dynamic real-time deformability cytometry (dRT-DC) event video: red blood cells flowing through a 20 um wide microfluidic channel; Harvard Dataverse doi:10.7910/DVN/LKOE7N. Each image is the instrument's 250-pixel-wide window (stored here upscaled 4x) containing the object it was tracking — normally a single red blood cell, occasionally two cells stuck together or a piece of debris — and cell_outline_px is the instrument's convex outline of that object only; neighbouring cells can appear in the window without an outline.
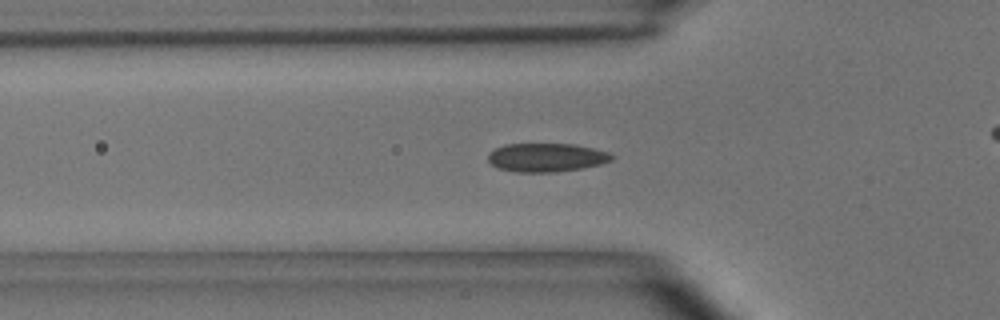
{"species": "common noctule bat (a hibernating species)", "species_latin": "Nyctalus noctula", "temperature_condition": "room temperature", "stored_images_in_passage": 42, "camera_frame_rate_fps": 3000, "um_per_image_px": 0.085, "animal": {"sex": "male", "body_mass_g": 15.6}, "frame": {"image": 1, "passage_image": 12, "time_ms": 3.667, "image_size_px": [1000, 320], "cell_outline_px": [[616, 156], [612, 160], [600, 164], [580, 168], [556, 172], [516, 172], [500, 168], [492, 164], [488, 160], [488, 152], [504, 144], [576, 144], [608, 152]], "centroid_in_image_um": [46.45, 13.38], "position_along_channel_um": 79.4, "area_um2": 20.58}}
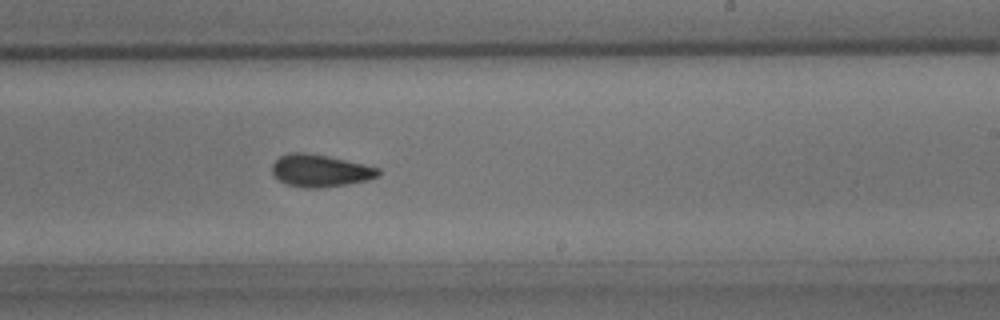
{"frame": {"image": 2, "passage_image": 27, "time_ms": 8.667, "image_size_px": [1000, 320], "cell_outline_px": [[380, 176], [368, 180], [320, 188], [304, 188], [288, 184], [272, 176], [272, 164], [280, 156], [288, 152], [304, 152], [328, 156], [364, 164], [380, 168]], "centroid_in_image_um": [27.21, 14.5], "position_along_channel_um": 261.8, "area_um2": 20.06}}
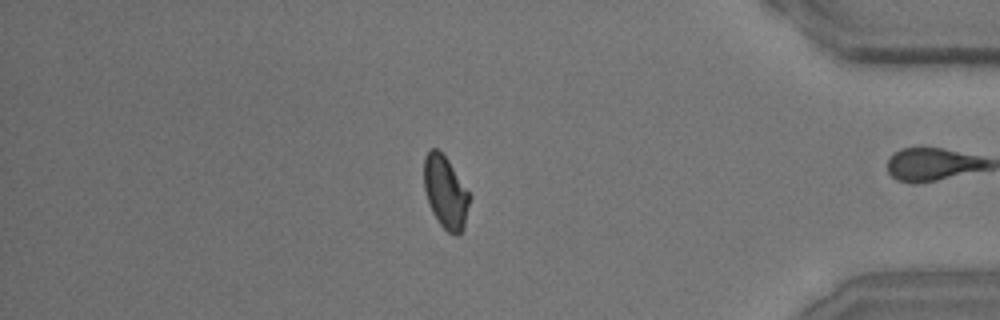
{"frame": {"image": 3, "passage_image": 41, "time_ms": 13.333, "image_size_px": [1000, 320], "cell_outline_px": [[472, 196], [464, 228], [460, 236], [456, 236], [448, 232], [440, 224], [432, 212], [424, 188], [424, 156], [432, 148], [436, 148], [448, 160]], "centroid_in_image_um": [37.9, 16.38], "position_along_channel_um": 397.3, "area_um2": 19.36}, "authors_computed_cell_mechanics": {"area_um2": 20.1144, "velocity_mm_per_s": 3.6313, "shape_relaxation_time_tau1_ms": 4.9848, "shape_relaxation_time_tau2_ms": 2.5814, "deformation_change_tau1": 0.1099, "deformation_change_tau2": 0.0562}}